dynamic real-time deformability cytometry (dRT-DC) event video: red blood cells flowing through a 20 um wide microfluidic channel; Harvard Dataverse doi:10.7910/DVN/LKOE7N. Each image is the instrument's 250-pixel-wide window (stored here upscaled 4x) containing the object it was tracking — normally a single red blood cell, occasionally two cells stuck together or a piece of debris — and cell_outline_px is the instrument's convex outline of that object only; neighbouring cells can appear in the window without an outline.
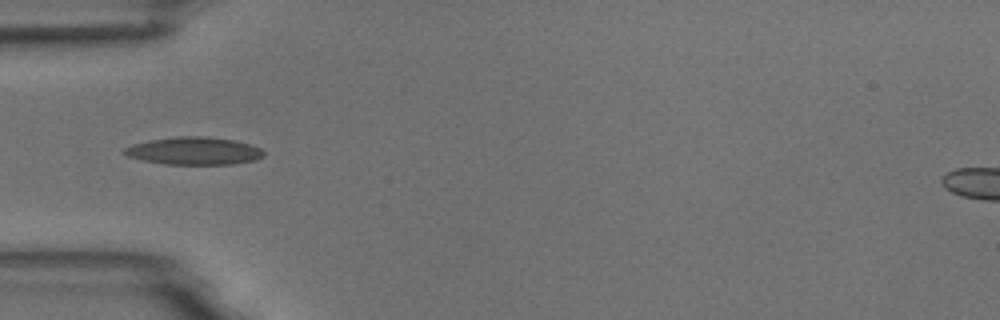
{"species": "common noctule bat (a hibernating species)", "species_latin": "Nyctalus noctula", "temperature_condition": "room temperature", "stored_images_in_passage": 7, "camera_frame_rate_fps": 3000, "um_per_image_px": 0.085, "animal": {"sex": "male", "body_mass_g": 18.8}, "frame": {"image": 1, "passage_image": 5, "time_ms": 5.333, "image_size_px": [1000, 320], "cell_outline_px": [[264, 156], [256, 160], [232, 164], [164, 164], [144, 160], [128, 156], [120, 152], [124, 148], [136, 144], [152, 140], [176, 136], [208, 136], [232, 140], [248, 144], [260, 148], [264, 152]], "centroid_in_image_um": [16.5, 12.83], "position_along_channel_um": 68.5, "area_um2": 22.25}}